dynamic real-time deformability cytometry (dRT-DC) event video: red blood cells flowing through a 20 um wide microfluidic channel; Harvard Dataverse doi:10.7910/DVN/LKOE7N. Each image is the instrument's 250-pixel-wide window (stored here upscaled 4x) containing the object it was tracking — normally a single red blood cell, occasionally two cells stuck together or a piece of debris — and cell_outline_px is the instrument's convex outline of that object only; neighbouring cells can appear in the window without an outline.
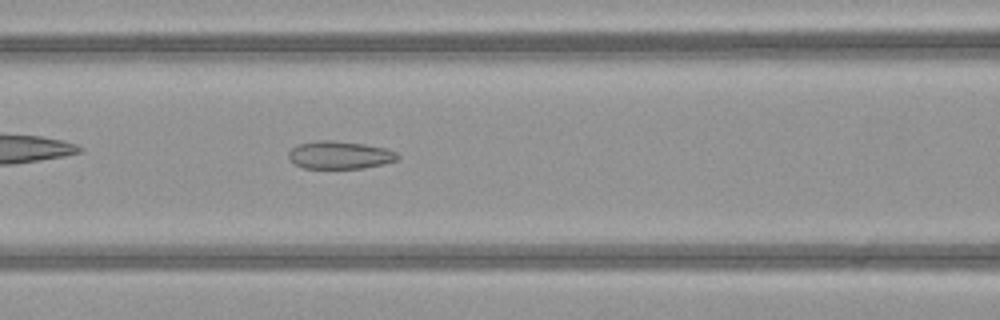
{"species": "common noctule bat (a hibernating species)", "species_latin": "Nyctalus noctula", "temperature_condition": "warm", "stored_images_in_passage": 29, "camera_frame_rate_fps": 3000, "um_per_image_px": 0.085, "animal": {"sex": "female", "body_mass_g": 21.9}, "frame": {"image": 1, "passage_image": 6, "time_ms": 1.667, "image_size_px": [1000, 320], "cell_outline_px": [[400, 156], [396, 160], [384, 164], [364, 168], [304, 168], [296, 164], [288, 156], [288, 152], [296, 144], [316, 140], [332, 140], [364, 144], [384, 148], [396, 152]], "centroid_in_image_um": [28.87, 13.17], "position_along_channel_um": 137.7, "area_um2": 17.63}}
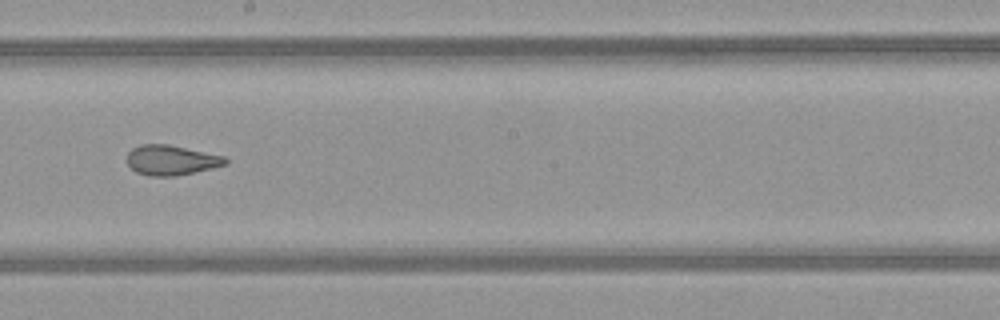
{"frame": {"image": 2, "passage_image": 13, "time_ms": 4.0, "image_size_px": [1000, 320], "cell_outline_px": [[228, 164], [176, 176], [148, 176], [136, 172], [128, 164], [128, 152], [132, 148], [140, 144], [168, 144], [224, 156], [228, 160]], "centroid_in_image_um": [14.54, 13.61], "position_along_channel_um": 233.7, "area_um2": 17.11}}
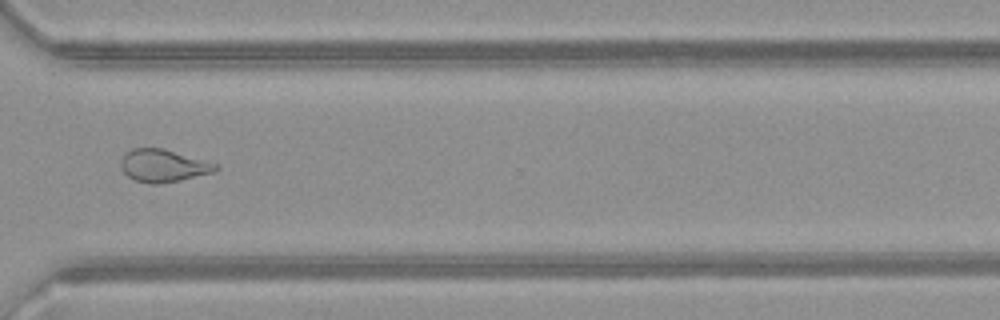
{"frame": {"image": 3, "passage_image": 22, "time_ms": 7.0, "image_size_px": [1000, 320], "cell_outline_px": [[220, 168], [212, 172], [180, 180], [160, 184], [152, 184], [136, 180], [128, 176], [120, 168], [120, 160], [124, 152], [132, 148], [164, 148], [220, 164]], "centroid_in_image_um": [13.87, 14.06], "position_along_channel_um": 356.7, "area_um2": 18.21}}